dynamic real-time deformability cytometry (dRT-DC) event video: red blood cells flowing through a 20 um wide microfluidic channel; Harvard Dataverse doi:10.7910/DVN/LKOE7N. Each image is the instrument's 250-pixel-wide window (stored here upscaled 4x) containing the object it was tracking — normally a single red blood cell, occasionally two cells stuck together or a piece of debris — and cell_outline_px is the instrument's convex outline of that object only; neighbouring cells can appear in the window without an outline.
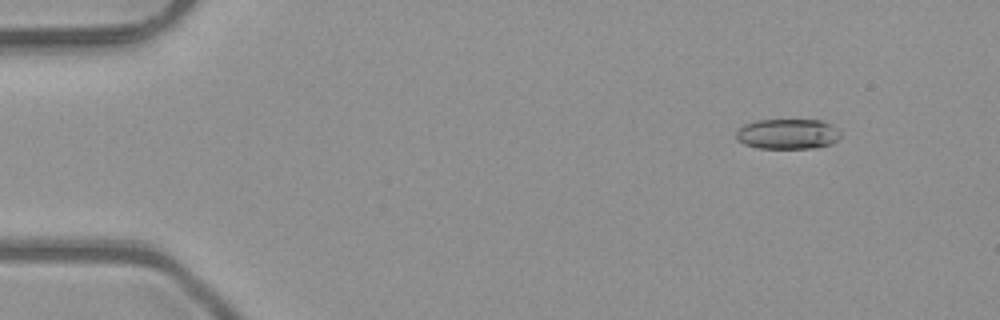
{"species": "common noctule bat (a hibernating species)", "species_latin": "Nyctalus noctula", "temperature_condition": "room temperature", "stored_images_in_passage": 5, "camera_frame_rate_fps": 3000, "um_per_image_px": 0.085, "animal": {"sex": "male", "body_mass_g": 23.1, "forearm_length_mm": 52.7}, "frame": {"image": 1, "passage_image": 2, "time_ms": 0.333, "image_size_px": [1000, 320], "cell_outline_px": [[840, 136], [832, 144], [812, 148], [760, 148], [744, 144], [736, 140], [736, 132], [744, 124], [756, 120], [820, 120], [836, 128], [840, 132]], "centroid_in_image_um": [66.92, 11.39], "position_along_channel_um": 18.1, "area_um2": 18.32}}